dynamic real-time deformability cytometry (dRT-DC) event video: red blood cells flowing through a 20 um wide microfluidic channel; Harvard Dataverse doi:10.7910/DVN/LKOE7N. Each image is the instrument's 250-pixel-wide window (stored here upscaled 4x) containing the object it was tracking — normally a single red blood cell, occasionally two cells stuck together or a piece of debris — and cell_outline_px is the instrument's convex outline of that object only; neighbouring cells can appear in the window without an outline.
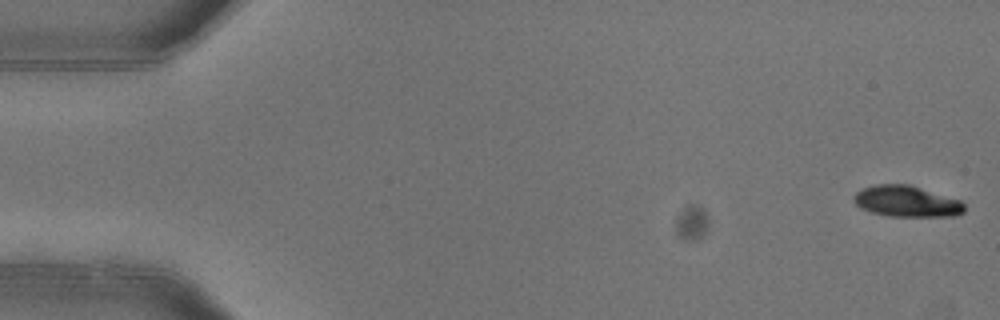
{"species": "common noctule bat (a hibernating species)", "species_latin": "Nyctalus noctula", "temperature_condition": "warm", "stored_images_in_passage": 6, "camera_frame_rate_fps": 3000, "um_per_image_px": 0.085, "animal": {"sex": "female"}, "frame": {"image": 1, "passage_image": 1, "time_ms": 0.0, "image_size_px": [1000, 320], "cell_outline_px": [[964, 212], [956, 216], [888, 216], [872, 212], [860, 208], [852, 200], [852, 196], [856, 192], [864, 188], [876, 184], [908, 184], [960, 200], [964, 204]], "centroid_in_image_um": [77.04, 17.12], "position_along_channel_um": 8.0, "area_um2": 20.0}}
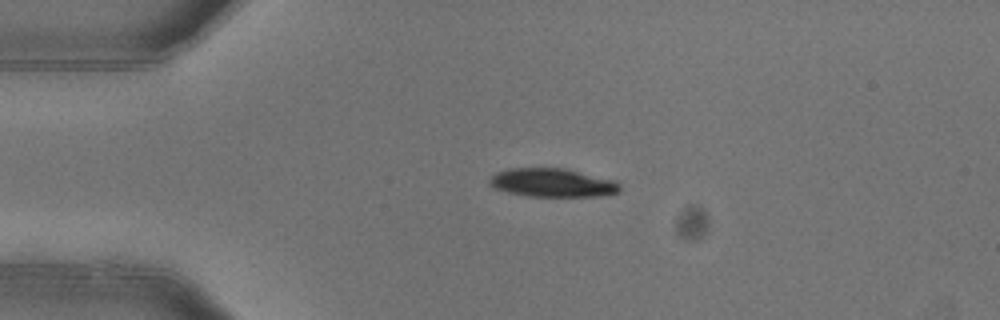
{"frame": {"image": 2, "passage_image": 4, "time_ms": 1.0, "image_size_px": [1000, 320], "cell_outline_px": [[620, 192], [604, 196], [528, 196], [508, 192], [492, 188], [488, 184], [488, 180], [496, 172], [508, 168], [564, 168], [616, 180], [620, 184]], "centroid_in_image_um": [46.96, 15.53], "position_along_channel_um": 38.0, "area_um2": 21.91}}